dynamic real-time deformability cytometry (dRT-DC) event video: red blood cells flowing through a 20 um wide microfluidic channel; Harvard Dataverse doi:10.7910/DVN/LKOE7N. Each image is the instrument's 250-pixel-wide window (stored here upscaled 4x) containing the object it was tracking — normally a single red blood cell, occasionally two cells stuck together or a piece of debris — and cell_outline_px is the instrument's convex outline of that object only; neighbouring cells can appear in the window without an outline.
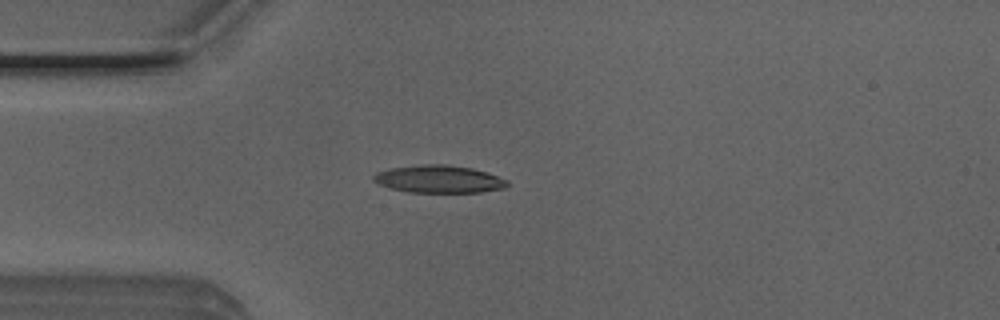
{"species": "Egyptian fruit bat (a non-hibernating species)", "species_latin": "Rousettus aegyptiacus", "temperature_condition": "room temperature", "stored_images_in_passage": 49, "camera_frame_rate_fps": 3000, "um_per_image_px": 0.085, "animal": {"sex": "male"}, "frame": {"image": 1, "passage_image": 12, "time_ms": 3.667, "image_size_px": [1000, 320], "cell_outline_px": [[508, 184], [504, 188], [480, 192], [408, 192], [392, 188], [380, 184], [372, 180], [372, 176], [380, 172], [392, 168], [424, 164], [444, 164], [472, 168], [508, 180]], "centroid_in_image_um": [37.31, 15.23], "position_along_channel_um": 47.7, "area_um2": 21.1}}
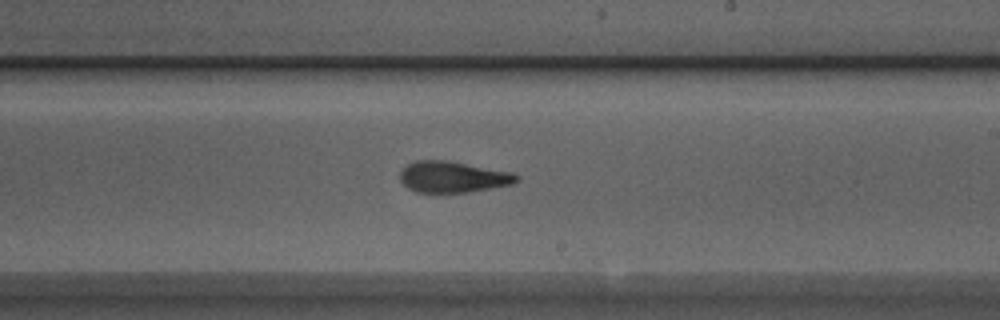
{"frame": {"image": 2, "passage_image": 28, "time_ms": 9.0, "image_size_px": [1000, 320], "cell_outline_px": [[520, 180], [512, 184], [468, 192], [416, 192], [408, 188], [400, 180], [400, 172], [408, 164], [416, 160], [448, 160], [512, 172], [520, 176]], "centroid_in_image_um": [38.51, 15.03], "position_along_channel_um": 250.5, "area_um2": 21.15}}
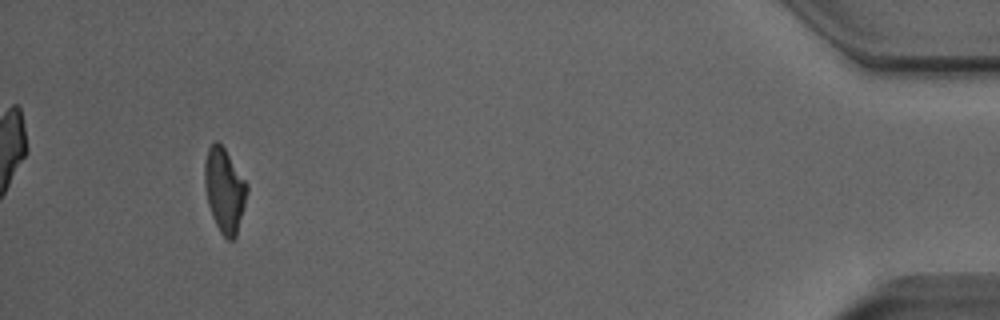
{"frame": {"image": 3, "passage_image": 46, "time_ms": 15.0, "image_size_px": [1000, 320], "cell_outline_px": [[248, 192], [236, 236], [232, 240], [228, 240], [220, 232], [212, 216], [208, 204], [204, 184], [204, 160], [208, 148], [216, 140], [224, 148], [248, 184]], "centroid_in_image_um": [19.07, 16.16], "position_along_channel_um": 416.1, "area_um2": 20.75}, "authors_computed_cell_mechanics": {"area_um2": 21.1548, "velocity_mm_per_s": 4.0262, "shape_relaxation_time_tau1_ms": 9.3038, "shape_relaxation_time_tau2_ms": 1.7632, "deformation_change_tau1": 0.2625, "deformation_change_tau2": 0.111}}